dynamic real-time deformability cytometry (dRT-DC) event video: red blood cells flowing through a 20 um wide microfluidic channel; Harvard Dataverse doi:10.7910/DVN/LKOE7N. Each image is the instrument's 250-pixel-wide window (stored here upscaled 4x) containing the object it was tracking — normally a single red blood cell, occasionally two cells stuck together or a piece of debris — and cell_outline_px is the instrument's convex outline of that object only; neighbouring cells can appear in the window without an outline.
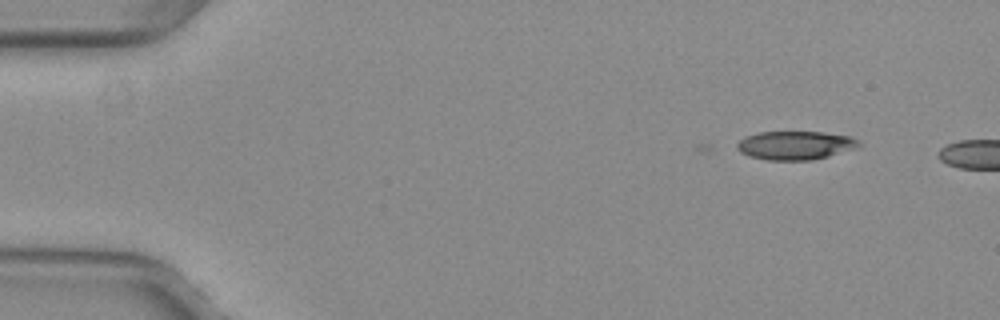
{"species": "common noctule bat (a hibernating species)", "species_latin": "Nyctalus noctula", "temperature_condition": "warm", "stored_images_in_passage": 4, "camera_frame_rate_fps": 3000, "um_per_image_px": 0.085, "animal": {"sex": "female", "body_mass_g": 29.2, "forearm_length_mm": 56.3}, "frame": {"image": 1, "passage_image": 1, "time_ms": 0.0, "image_size_px": [1000, 320], "cell_outline_px": [[860, 148], [812, 160], [768, 160], [748, 156], [740, 152], [736, 148], [736, 144], [740, 140], [748, 136], [760, 132], [820, 132], [852, 136], [860, 140]], "centroid_in_image_um": [67.65, 12.36], "position_along_channel_um": 17.3, "area_um2": 20.46}}